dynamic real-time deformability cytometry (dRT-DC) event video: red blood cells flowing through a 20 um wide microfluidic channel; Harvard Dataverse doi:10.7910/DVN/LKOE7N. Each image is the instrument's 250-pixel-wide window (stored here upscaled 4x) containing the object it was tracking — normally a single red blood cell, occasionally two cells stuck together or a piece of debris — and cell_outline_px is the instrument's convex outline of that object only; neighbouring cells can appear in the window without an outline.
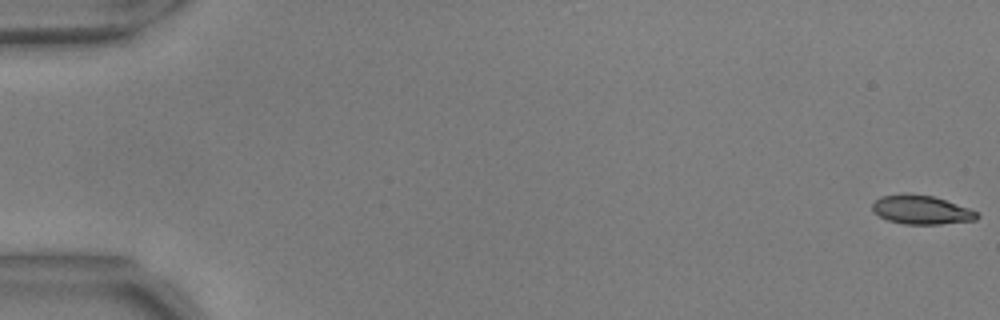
{"species": "common noctule bat (a hibernating species)", "species_latin": "Nyctalus noctula", "temperature_condition": "warm", "stored_images_in_passage": 57, "segment_of_instrument_passage": [1, 2], "camera_frame_rate_fps": 3000, "um_per_image_px": 0.085, "animal": {"sex": "male", "body_mass_g": 17.9, "forearm_length_mm": 54.2}, "frame": {"image": 1, "passage_image": 1, "time_ms": 0.0, "image_size_px": [1000, 320], "cell_outline_px": [[980, 216], [976, 220], [940, 224], [904, 224], [888, 220], [872, 212], [872, 204], [880, 196], [932, 196], [968, 208], [976, 212]], "centroid_in_image_um": [78.32, 17.88], "position_along_channel_um": 6.7, "area_um2": 16.88}}
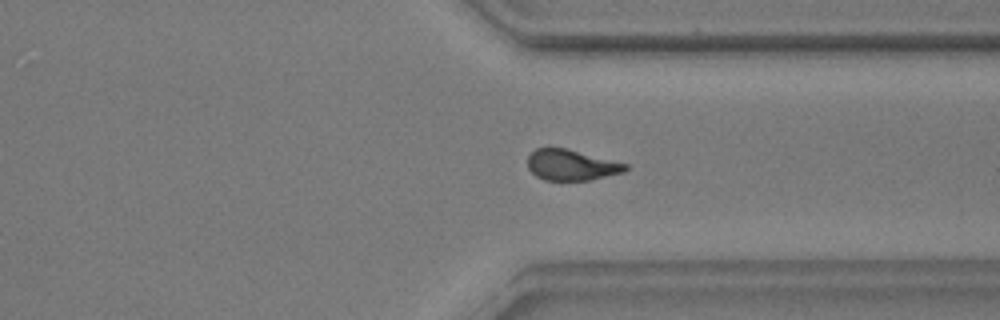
{"frame": {"image": 2, "passage_image": 43, "time_ms": 14.0, "image_size_px": [1000, 320], "cell_outline_px": [[628, 168], [624, 172], [588, 180], [544, 180], [536, 176], [528, 168], [528, 156], [536, 148], [568, 148], [628, 164]], "centroid_in_image_um": [48.57, 14.02], "position_along_channel_um": 362.8, "area_um2": 17.51}}
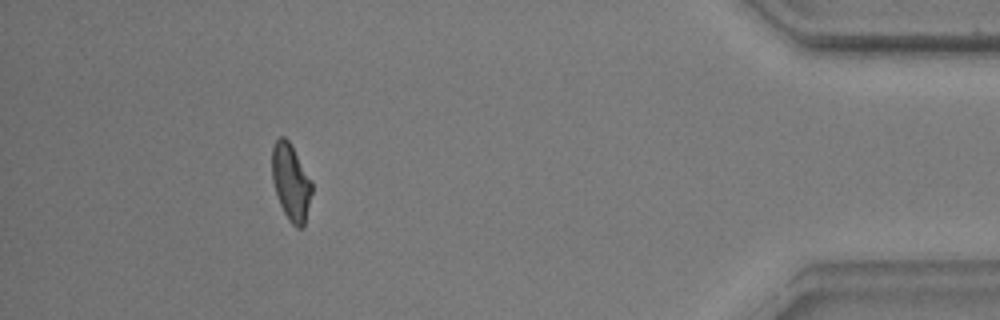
{"frame": {"image": 3, "passage_image": 51, "time_ms": 16.667, "image_size_px": [1000, 320], "cell_outline_px": [[312, 192], [304, 228], [296, 228], [288, 220], [280, 204], [272, 180], [272, 148], [276, 140], [280, 136], [284, 136], [292, 144], [312, 180]], "centroid_in_image_um": [24.74, 15.48], "position_along_channel_um": 410.5, "area_um2": 18.03}}